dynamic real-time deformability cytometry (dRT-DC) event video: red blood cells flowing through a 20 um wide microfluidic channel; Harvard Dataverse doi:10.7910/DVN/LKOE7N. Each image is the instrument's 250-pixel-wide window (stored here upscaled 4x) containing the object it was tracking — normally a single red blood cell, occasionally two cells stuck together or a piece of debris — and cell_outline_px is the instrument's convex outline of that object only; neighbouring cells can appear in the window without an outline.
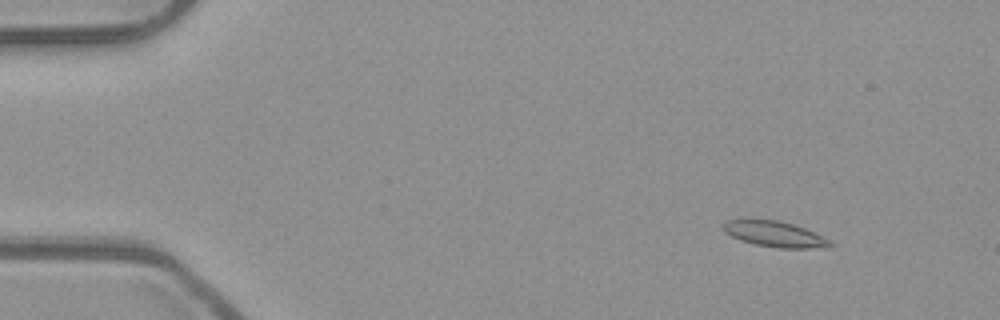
{"species": "common noctule bat (a hibernating species)", "species_latin": "Nyctalus noctula", "temperature_condition": "room temperature", "stored_images_in_passage": 55, "camera_frame_rate_fps": 3000, "um_per_image_px": 0.085, "animal": {"sex": "male", "body_mass_g": 23.1, "forearm_length_mm": 52.7}, "frame": {"image": 1, "passage_image": 7, "time_ms": 2.0, "image_size_px": [1000, 320], "cell_outline_px": [[836, 244], [808, 248], [780, 248], [756, 244], [740, 240], [724, 232], [724, 220], [744, 216], [752, 216], [780, 220], [804, 228], [832, 240]], "centroid_in_image_um": [65.74, 19.82], "position_along_channel_um": 19.3, "area_um2": 16.59}}
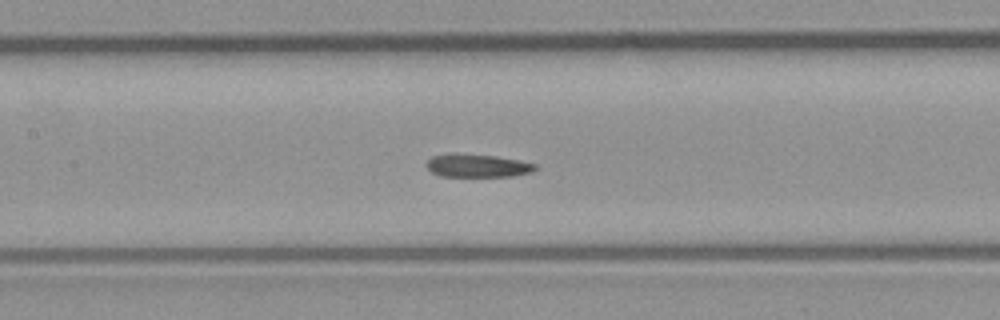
{"frame": {"image": 2, "passage_image": 26, "time_ms": 8.333, "image_size_px": [1000, 320], "cell_outline_px": [[536, 168], [532, 172], [512, 176], [440, 176], [432, 172], [424, 164], [432, 156], [496, 156], [520, 160], [536, 164]], "centroid_in_image_um": [40.64, 14.12], "position_along_channel_um": 166.8, "area_um2": 13.87}}
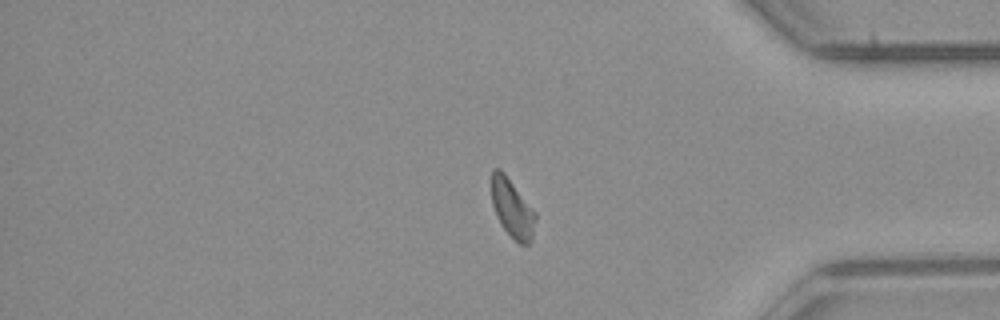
{"frame": {"image": 3, "passage_image": 45, "time_ms": 14.667, "image_size_px": [1000, 320], "cell_outline_px": [[536, 220], [532, 240], [528, 244], [520, 244], [500, 224], [496, 216], [492, 204], [492, 168], [500, 168], [504, 172], [536, 212]], "centroid_in_image_um": [43.55, 17.7], "position_along_channel_um": 391.7, "area_um2": 14.97}, "authors_computed_cell_mechanics": {"area_um2": 15.3748, "velocity_mm_per_s": 3.9166, "shape_relaxation_time_tau1_ms": 7.2985, "shape_relaxation_time_tau2_ms": 3.0178, "deformation_change_tau1": 0.174, "deformation_change_tau2": 0.1035}}